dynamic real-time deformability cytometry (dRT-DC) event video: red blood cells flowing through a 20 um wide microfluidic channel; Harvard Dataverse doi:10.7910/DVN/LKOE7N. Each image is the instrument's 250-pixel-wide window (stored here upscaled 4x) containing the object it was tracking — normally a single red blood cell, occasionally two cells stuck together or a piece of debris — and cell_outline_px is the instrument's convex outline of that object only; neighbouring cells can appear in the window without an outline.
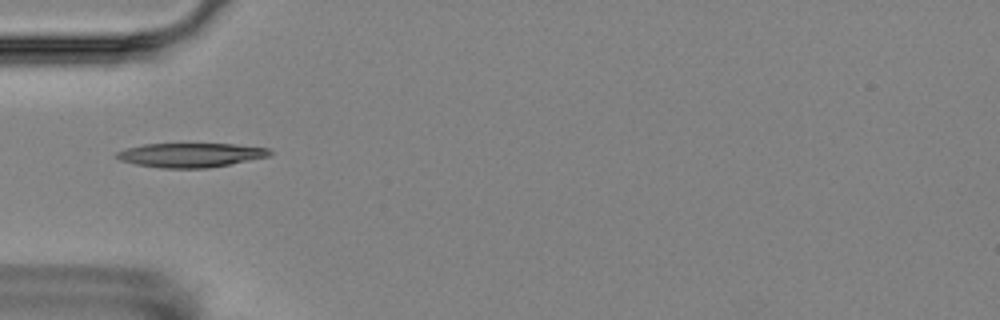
{"species": "Egyptian fruit bat (a non-hibernating species)", "species_latin": "Rousettus aegyptiacus", "temperature_condition": "room temperature", "stored_images_in_passage": 3, "camera_frame_rate_fps": 3000, "um_per_image_px": 0.085, "animal": {"sex": "female"}, "frame": {"image": 1, "passage_image": 1, "time_ms": 0.0, "image_size_px": [1000, 320], "cell_outline_px": [[272, 152], [268, 156], [208, 168], [160, 168], [136, 164], [120, 160], [112, 156], [116, 152], [124, 148], [144, 144], [236, 144], [268, 148]], "centroid_in_image_um": [16.12, 13.17], "position_along_channel_um": 68.9, "area_um2": 21.56}}
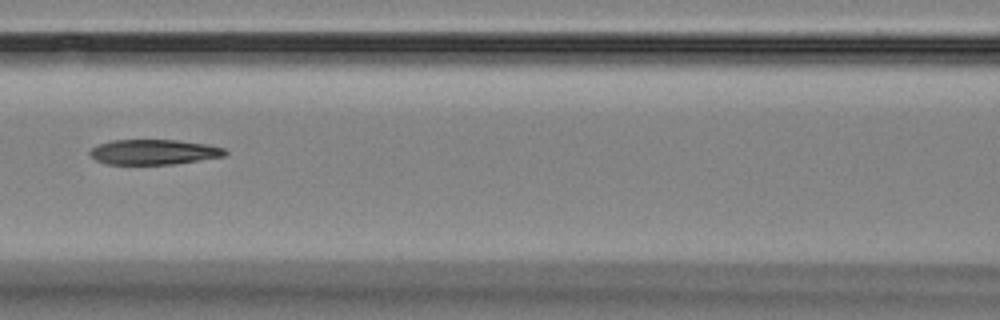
{"frame": {"image": 2, "passage_image": 3, "time_ms": 2.333, "image_size_px": [1000, 320], "cell_outline_px": [[228, 152], [224, 156], [172, 164], [104, 164], [96, 160], [88, 152], [92, 148], [100, 144], [112, 140], [176, 140], [208, 144], [224, 148]], "centroid_in_image_um": [13.07, 12.92], "position_along_channel_um": 153.5, "area_um2": 19.65}}